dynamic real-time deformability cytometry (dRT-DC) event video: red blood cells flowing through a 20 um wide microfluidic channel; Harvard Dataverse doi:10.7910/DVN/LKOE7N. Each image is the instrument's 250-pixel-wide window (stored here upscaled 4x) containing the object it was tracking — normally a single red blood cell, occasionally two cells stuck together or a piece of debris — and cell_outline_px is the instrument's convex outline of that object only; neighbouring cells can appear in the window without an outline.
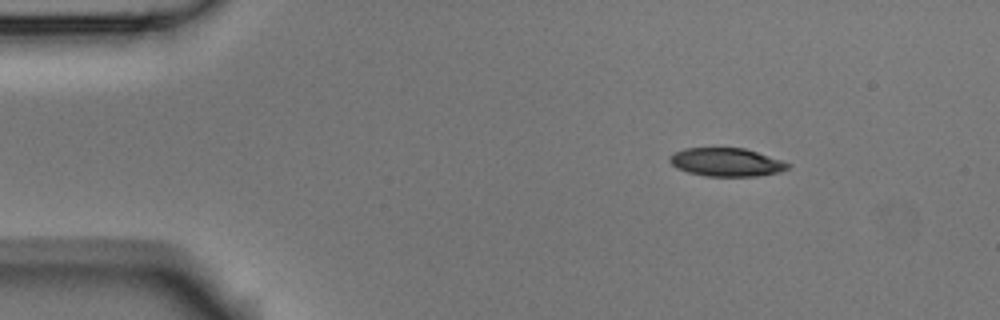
{"species": "Egyptian fruit bat (a non-hibernating species)", "species_latin": "Rousettus aegyptiacus", "temperature_condition": "room temperature", "stored_images_in_passage": 4, "camera_frame_rate_fps": 3000, "um_per_image_px": 0.085, "animal": {"sex": "male"}, "frame": {"image": 1, "passage_image": 1, "time_ms": 0.0, "image_size_px": [1000, 320], "cell_outline_px": [[792, 164], [788, 168], [780, 172], [756, 176], [704, 176], [688, 172], [676, 168], [668, 160], [668, 156], [684, 148], [744, 148]], "centroid_in_image_um": [61.71, 13.79], "position_along_channel_um": 23.3, "area_um2": 19.42}}
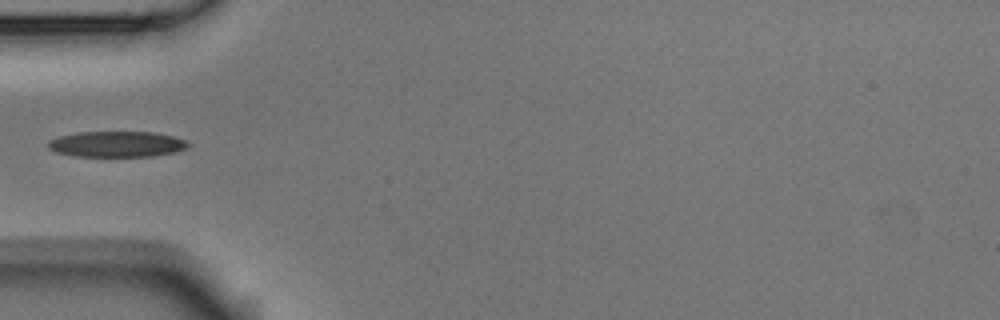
{"frame": {"image": 2, "passage_image": 4, "time_ms": 1.0, "image_size_px": [1000, 320], "cell_outline_px": [[192, 144], [188, 148], [176, 152], [156, 156], [72, 156], [56, 152], [48, 148], [48, 140], [60, 136], [76, 132], [152, 132], [172, 136], [184, 140]], "centroid_in_image_um": [9.94, 12.25], "position_along_channel_um": 75.1, "area_um2": 21.15}}